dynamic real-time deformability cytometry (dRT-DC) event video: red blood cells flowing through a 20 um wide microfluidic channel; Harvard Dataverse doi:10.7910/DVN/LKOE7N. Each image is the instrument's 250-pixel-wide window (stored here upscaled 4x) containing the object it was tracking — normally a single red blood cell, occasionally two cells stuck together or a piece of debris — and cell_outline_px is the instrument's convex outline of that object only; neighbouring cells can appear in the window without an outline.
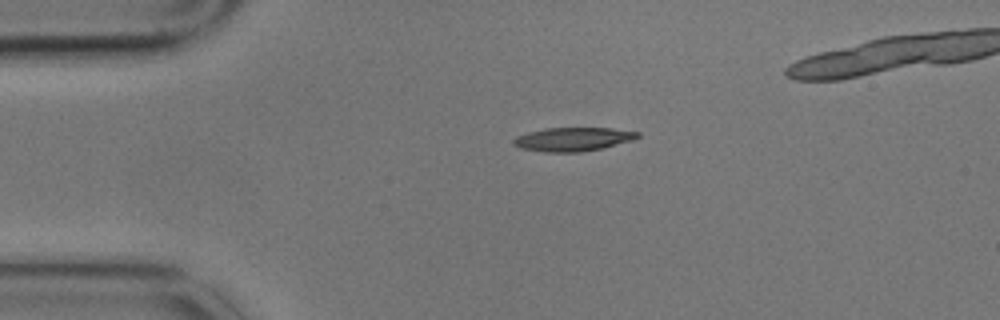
{"species": "common noctule bat (a hibernating species)", "species_latin": "Nyctalus noctula", "temperature_condition": "cold", "stored_images_in_passage": 4, "camera_frame_rate_fps": 3000, "um_per_image_px": 0.085, "animal": {"sex": "male", "body_mass_g": 17.9}, "frame": {"image": 1, "passage_image": 2, "time_ms": 0.333, "image_size_px": [1000, 320], "cell_outline_px": [[640, 136], [632, 140], [604, 148], [580, 152], [544, 152], [520, 148], [512, 144], [512, 140], [516, 136], [528, 132], [544, 128], [612, 128], [640, 132]], "centroid_in_image_um": [48.69, 11.83], "position_along_channel_um": 36.3, "area_um2": 17.28}}